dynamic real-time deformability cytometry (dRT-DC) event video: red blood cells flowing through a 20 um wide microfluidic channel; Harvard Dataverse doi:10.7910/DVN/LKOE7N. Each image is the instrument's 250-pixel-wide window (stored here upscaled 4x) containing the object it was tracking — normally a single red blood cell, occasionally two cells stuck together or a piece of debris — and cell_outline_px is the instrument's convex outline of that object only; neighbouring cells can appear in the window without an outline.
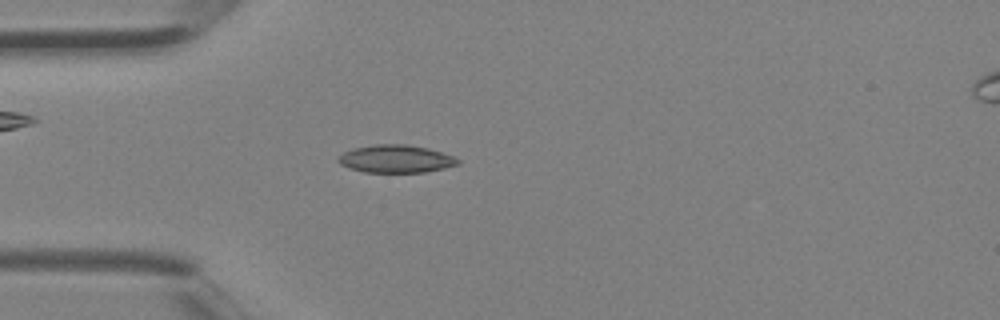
{"species": "Egyptian fruit bat (a non-hibernating species)", "species_latin": "Rousettus aegyptiacus", "temperature_condition": "room temperature", "stored_images_in_passage": 3, "camera_frame_rate_fps": 3000, "um_per_image_px": 0.085, "animal": {"sex": "female"}, "frame": {"image": 1, "passage_image": 3, "time_ms": 0.667, "image_size_px": [1000, 320], "cell_outline_px": [[460, 164], [444, 168], [424, 172], [364, 172], [348, 168], [340, 164], [336, 160], [344, 152], [352, 148], [376, 144], [408, 144], [428, 148], [452, 156], [460, 160]], "centroid_in_image_um": [33.63, 13.5], "position_along_channel_um": 51.4, "area_um2": 19.36}}